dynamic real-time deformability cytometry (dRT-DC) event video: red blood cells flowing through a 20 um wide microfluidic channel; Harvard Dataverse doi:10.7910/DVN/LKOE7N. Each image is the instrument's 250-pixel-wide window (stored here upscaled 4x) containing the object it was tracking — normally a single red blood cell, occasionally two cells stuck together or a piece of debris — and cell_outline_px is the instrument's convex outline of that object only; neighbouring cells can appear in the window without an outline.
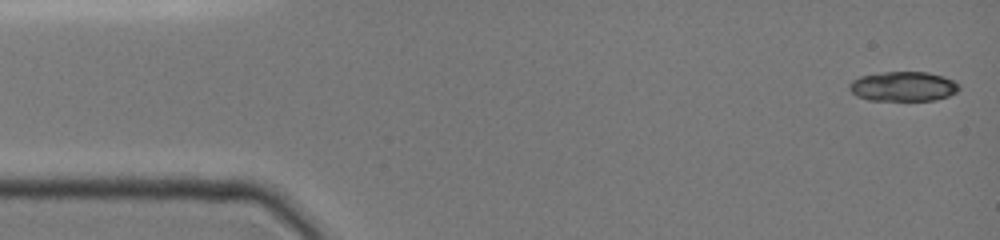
{"species": "common noctule bat (a hibernating species)", "species_latin": "Nyctalus noctula", "temperature_condition": "cold", "stored_images_in_passage": 43, "camera_frame_rate_fps": 3000, "um_per_image_px": 0.085, "animal": {"sex": "female", "body_mass_g": 19.0, "forearm_length_mm": 51.5}, "frame": {"image": 1, "passage_image": 1, "time_ms": 0.0, "image_size_px": [1000, 240], "cell_outline_px": [[960, 88], [956, 92], [948, 96], [936, 100], [868, 100], [856, 96], [848, 88], [848, 84], [852, 80], [860, 76], [880, 72], [928, 72], [944, 76], [960, 84]], "centroid_in_image_um": [76.76, 7.34], "position_along_channel_um": 8.2, "area_um2": 19.13}}
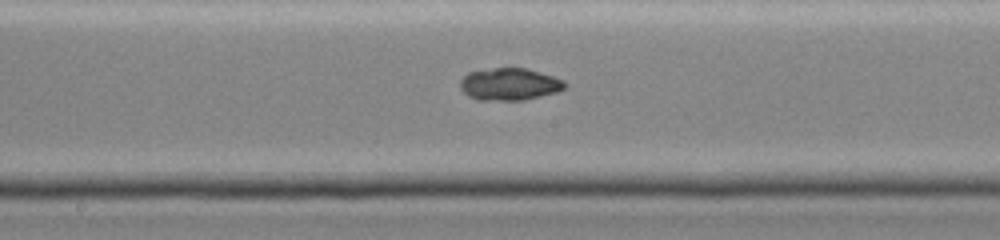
{"frame": {"image": 2, "passage_image": 23, "time_ms": 7.667, "image_size_px": [1000, 240], "cell_outline_px": [[568, 84], [564, 88], [556, 92], [524, 100], [480, 100], [468, 96], [460, 88], [460, 80], [468, 72], [492, 68], [528, 68], [564, 80]], "centroid_in_image_um": [43.3, 7.15], "position_along_channel_um": 204.9, "area_um2": 19.65}}
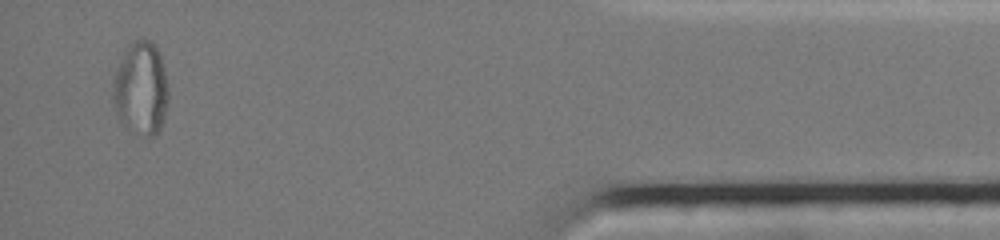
{"frame": {"image": 3, "passage_image": 41, "time_ms": 14.333, "image_size_px": [1000, 240], "cell_outline_px": [[164, 108], [160, 128], [152, 136], [140, 136], [116, 104], [112, 96], [112, 84], [116, 72], [136, 40], [148, 40], [156, 48], [160, 56], [164, 76]], "centroid_in_image_um": [11.98, 7.49], "position_along_channel_um": 423.2, "area_um2": 26.76}, "authors_computed_cell_mechanics": {"area_um2": 20.0566, "velocity_mm_per_s": 4.0545, "shape_relaxation_time_tau1_ms": null, "shape_relaxation_time_tau2_ms": 3.1359, "deformation_change_tau1": null, "deformation_change_tau2": 0.0524}}